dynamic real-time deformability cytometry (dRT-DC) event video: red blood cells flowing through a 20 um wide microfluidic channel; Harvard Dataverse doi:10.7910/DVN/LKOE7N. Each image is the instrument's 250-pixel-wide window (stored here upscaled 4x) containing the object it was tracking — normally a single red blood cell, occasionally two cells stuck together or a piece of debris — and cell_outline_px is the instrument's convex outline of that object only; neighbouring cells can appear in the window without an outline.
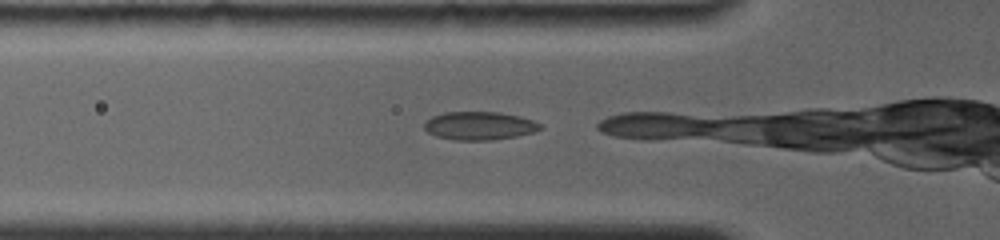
{"species": "common noctule bat (a hibernating species)", "species_latin": "Nyctalus noctula", "temperature_condition": "room temperature", "stored_images_in_passage": 7, "camera_frame_rate_fps": 4000, "um_per_image_px": 0.085, "animal": {"sex": "female", "body_mass_g": 19.0, "forearm_length_mm": 56.7}, "frame": {"image": 1, "passage_image": 3, "time_ms": 0.25, "image_size_px": [1000, 240], "cell_outline_px": [[544, 128], [532, 132], [516, 136], [492, 140], [456, 140], [436, 136], [428, 132], [424, 128], [424, 124], [432, 116], [444, 112], [500, 112], [520, 116], [532, 120], [540, 124]], "centroid_in_image_um": [40.75, 10.68], "position_along_channel_um": 85.0, "area_um2": 19.02}}